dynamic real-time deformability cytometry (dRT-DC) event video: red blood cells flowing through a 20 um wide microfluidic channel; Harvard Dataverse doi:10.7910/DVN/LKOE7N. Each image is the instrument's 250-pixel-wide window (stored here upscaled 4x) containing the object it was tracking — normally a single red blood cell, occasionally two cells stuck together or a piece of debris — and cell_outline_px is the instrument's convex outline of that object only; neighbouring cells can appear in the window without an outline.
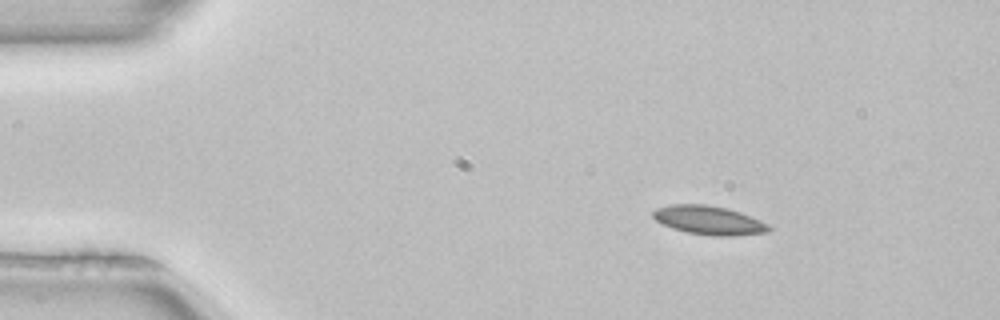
{"species": "common noctule bat (a hibernating species)", "species_latin": "Nyctalus noctula", "temperature_condition": "room temperature", "stored_images_in_passage": 3, "camera_frame_rate_fps": 3000, "um_per_image_px": 0.085, "animal": {"sex": "female", "body_mass_g": 22.7, "forearm_length_mm": 54.2}, "frame": {"image": 1, "passage_image": 1, "time_ms": 0.0, "image_size_px": [1000, 320], "cell_outline_px": [[772, 228], [768, 232], [732, 236], [712, 236], [688, 232], [672, 228], [656, 220], [652, 216], [652, 212], [656, 208], [668, 204], [704, 204], [724, 208], [740, 212], [760, 220], [768, 224]], "centroid_in_image_um": [60.25, 18.72], "position_along_channel_um": 24.8, "area_um2": 19.36}}
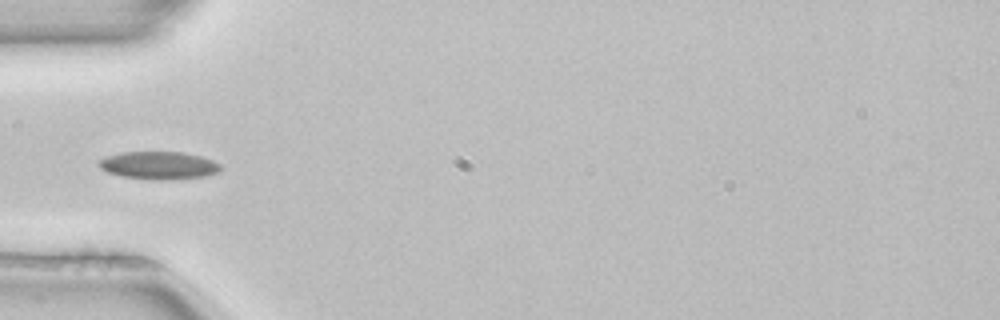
{"frame": {"image": 2, "passage_image": 3, "time_ms": 0.667, "image_size_px": [1000, 320], "cell_outline_px": [[224, 168], [220, 172], [204, 176], [172, 180], [152, 180], [120, 176], [108, 172], [100, 168], [96, 164], [100, 160], [108, 156], [120, 152], [184, 152], [200, 156], [212, 160], [220, 164]], "centroid_in_image_um": [13.52, 14.07], "position_along_channel_um": 71.5, "area_um2": 19.94}}